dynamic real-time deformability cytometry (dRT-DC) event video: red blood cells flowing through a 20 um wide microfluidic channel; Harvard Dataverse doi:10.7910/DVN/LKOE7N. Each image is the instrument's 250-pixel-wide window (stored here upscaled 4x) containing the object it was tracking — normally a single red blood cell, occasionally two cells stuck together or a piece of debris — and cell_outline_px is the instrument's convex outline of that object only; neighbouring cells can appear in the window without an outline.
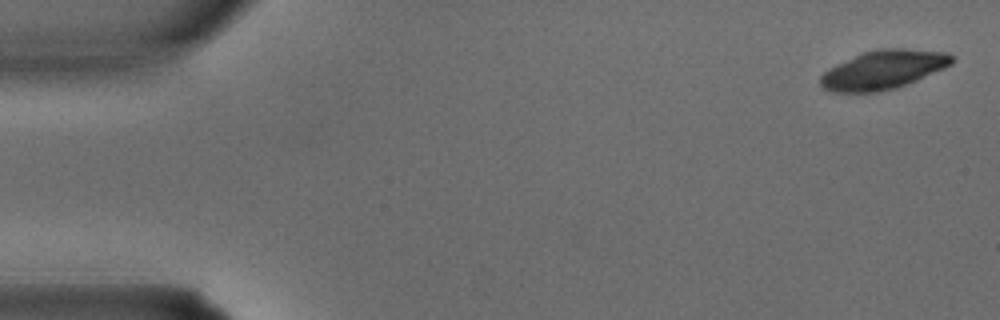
{"species": "common noctule bat (a hibernating species)", "species_latin": "Nyctalus noctula", "temperature_condition": "warm", "stored_images_in_passage": 3, "camera_frame_rate_fps": 3000, "um_per_image_px": 0.085, "animal": {"sex": "male", "body_mass_g": 15.6}, "frame": {"image": 1, "passage_image": 1, "time_ms": 0.0, "image_size_px": [1000, 320], "cell_outline_px": [[952, 64], [944, 68], [916, 80], [896, 88], [876, 92], [832, 92], [824, 88], [820, 84], [820, 76], [828, 68], [836, 64], [864, 52], [880, 48], [904, 48], [948, 52], [952, 56]], "centroid_in_image_um": [75.07, 5.92], "position_along_channel_um": 9.9, "area_um2": 29.59}}
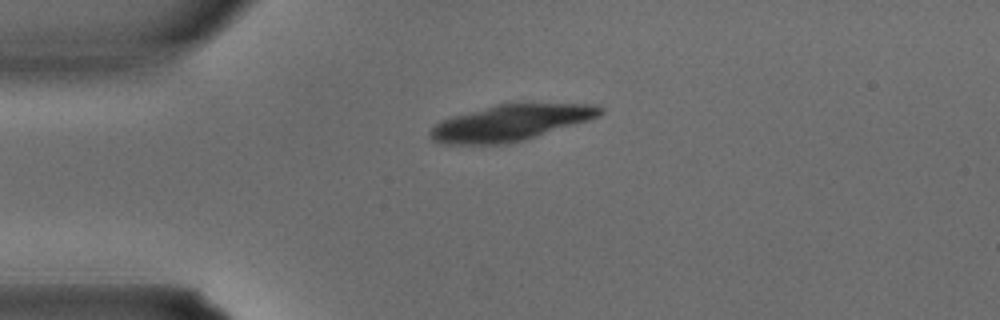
{"frame": {"image": 2, "passage_image": 3, "time_ms": 0.667, "image_size_px": [1000, 320], "cell_outline_px": [[604, 112], [600, 116], [588, 120], [524, 140], [508, 144], [440, 144], [432, 140], [428, 136], [428, 132], [440, 120], [452, 116], [496, 104], [600, 104], [604, 108]], "centroid_in_image_um": [43.38, 10.44], "position_along_channel_um": 41.6, "area_um2": 35.66}}